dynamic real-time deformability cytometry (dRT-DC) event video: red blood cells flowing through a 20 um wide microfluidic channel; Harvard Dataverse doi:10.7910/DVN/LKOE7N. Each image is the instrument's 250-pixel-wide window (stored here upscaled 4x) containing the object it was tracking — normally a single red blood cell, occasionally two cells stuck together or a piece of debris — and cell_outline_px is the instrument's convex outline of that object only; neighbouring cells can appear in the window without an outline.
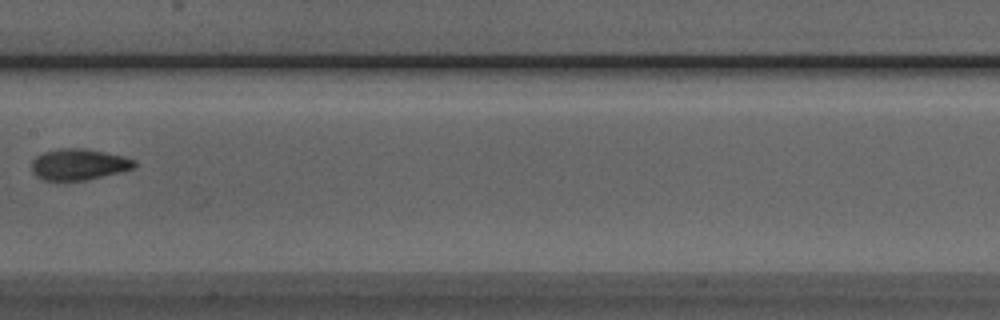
{"species": "Egyptian fruit bat (a non-hibernating species)", "species_latin": "Rousettus aegyptiacus", "temperature_condition": "room temperature", "stored_images_in_passage": 7, "camera_frame_rate_fps": 3000, "um_per_image_px": 0.085, "animal": {"sex": "male"}, "frame": {"image": 1, "passage_image": 7, "time_ms": 2.0, "image_size_px": [1000, 320], "cell_outline_px": [[136, 168], [88, 180], [44, 180], [36, 176], [32, 172], [32, 160], [36, 156], [44, 152], [60, 148], [84, 148], [124, 156], [136, 160]], "centroid_in_image_um": [6.71, 13.97], "position_along_channel_um": 200.7, "area_um2": 18.79}}